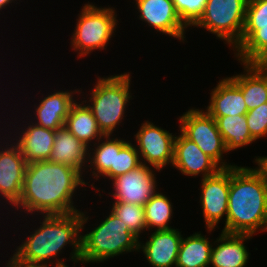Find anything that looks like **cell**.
<instances>
[{
	"instance_id": "obj_18",
	"label": "cell",
	"mask_w": 267,
	"mask_h": 267,
	"mask_svg": "<svg viewBox=\"0 0 267 267\" xmlns=\"http://www.w3.org/2000/svg\"><path fill=\"white\" fill-rule=\"evenodd\" d=\"M74 91H57L44 97L35 108L37 122L34 124L54 131L65 126L71 105L76 101L73 94L81 93L80 89Z\"/></svg>"
},
{
	"instance_id": "obj_4",
	"label": "cell",
	"mask_w": 267,
	"mask_h": 267,
	"mask_svg": "<svg viewBox=\"0 0 267 267\" xmlns=\"http://www.w3.org/2000/svg\"><path fill=\"white\" fill-rule=\"evenodd\" d=\"M97 226L81 235L80 262L100 263L125 252H139V238L112 212Z\"/></svg>"
},
{
	"instance_id": "obj_27",
	"label": "cell",
	"mask_w": 267,
	"mask_h": 267,
	"mask_svg": "<svg viewBox=\"0 0 267 267\" xmlns=\"http://www.w3.org/2000/svg\"><path fill=\"white\" fill-rule=\"evenodd\" d=\"M139 153L129 141L115 138V159L114 167H111L103 176L114 179L141 165Z\"/></svg>"
},
{
	"instance_id": "obj_22",
	"label": "cell",
	"mask_w": 267,
	"mask_h": 267,
	"mask_svg": "<svg viewBox=\"0 0 267 267\" xmlns=\"http://www.w3.org/2000/svg\"><path fill=\"white\" fill-rule=\"evenodd\" d=\"M25 130V131H24ZM16 140L27 164L49 160L55 140V131L36 125H28Z\"/></svg>"
},
{
	"instance_id": "obj_33",
	"label": "cell",
	"mask_w": 267,
	"mask_h": 267,
	"mask_svg": "<svg viewBox=\"0 0 267 267\" xmlns=\"http://www.w3.org/2000/svg\"><path fill=\"white\" fill-rule=\"evenodd\" d=\"M255 163L258 165V169L263 173L267 183V156L257 157Z\"/></svg>"
},
{
	"instance_id": "obj_8",
	"label": "cell",
	"mask_w": 267,
	"mask_h": 267,
	"mask_svg": "<svg viewBox=\"0 0 267 267\" xmlns=\"http://www.w3.org/2000/svg\"><path fill=\"white\" fill-rule=\"evenodd\" d=\"M235 50L241 64H267V0H248L241 41Z\"/></svg>"
},
{
	"instance_id": "obj_28",
	"label": "cell",
	"mask_w": 267,
	"mask_h": 267,
	"mask_svg": "<svg viewBox=\"0 0 267 267\" xmlns=\"http://www.w3.org/2000/svg\"><path fill=\"white\" fill-rule=\"evenodd\" d=\"M105 141L102 139L98 140L95 145V149L93 152V156L91 155V152L89 153V168L91 166L94 171L92 172V175L95 176L98 180V177H103V175L111 168L114 167V159H115V138H110V135L104 136ZM101 141V144H100ZM92 156V157H91ZM91 159V160H90ZM97 172V173H96ZM99 175V176H98ZM101 175V176H100Z\"/></svg>"
},
{
	"instance_id": "obj_9",
	"label": "cell",
	"mask_w": 267,
	"mask_h": 267,
	"mask_svg": "<svg viewBox=\"0 0 267 267\" xmlns=\"http://www.w3.org/2000/svg\"><path fill=\"white\" fill-rule=\"evenodd\" d=\"M180 132L192 140L222 169L234 167L223 161V153H228L226 144L218 130L215 119L206 111L189 109L180 119Z\"/></svg>"
},
{
	"instance_id": "obj_14",
	"label": "cell",
	"mask_w": 267,
	"mask_h": 267,
	"mask_svg": "<svg viewBox=\"0 0 267 267\" xmlns=\"http://www.w3.org/2000/svg\"><path fill=\"white\" fill-rule=\"evenodd\" d=\"M7 144L0 147V196L14 206L22 194L27 162L15 143Z\"/></svg>"
},
{
	"instance_id": "obj_17",
	"label": "cell",
	"mask_w": 267,
	"mask_h": 267,
	"mask_svg": "<svg viewBox=\"0 0 267 267\" xmlns=\"http://www.w3.org/2000/svg\"><path fill=\"white\" fill-rule=\"evenodd\" d=\"M210 94L209 106L205 111L212 117L247 114L242 90L230 77L219 80Z\"/></svg>"
},
{
	"instance_id": "obj_32",
	"label": "cell",
	"mask_w": 267,
	"mask_h": 267,
	"mask_svg": "<svg viewBox=\"0 0 267 267\" xmlns=\"http://www.w3.org/2000/svg\"><path fill=\"white\" fill-rule=\"evenodd\" d=\"M64 260L63 259H56V262H55V266L54 267H68L65 265V261H62ZM6 267H40V266H25V265H22V264H19V263H15L11 258L10 260L8 261L7 263V266Z\"/></svg>"
},
{
	"instance_id": "obj_10",
	"label": "cell",
	"mask_w": 267,
	"mask_h": 267,
	"mask_svg": "<svg viewBox=\"0 0 267 267\" xmlns=\"http://www.w3.org/2000/svg\"><path fill=\"white\" fill-rule=\"evenodd\" d=\"M176 136L169 131L157 127L149 121L141 124L135 134L141 163H149L158 172L169 163L172 165L174 157V142ZM144 159V160H143ZM144 161V162H142Z\"/></svg>"
},
{
	"instance_id": "obj_21",
	"label": "cell",
	"mask_w": 267,
	"mask_h": 267,
	"mask_svg": "<svg viewBox=\"0 0 267 267\" xmlns=\"http://www.w3.org/2000/svg\"><path fill=\"white\" fill-rule=\"evenodd\" d=\"M244 74L230 77L242 90L249 110L267 102V64L244 63Z\"/></svg>"
},
{
	"instance_id": "obj_25",
	"label": "cell",
	"mask_w": 267,
	"mask_h": 267,
	"mask_svg": "<svg viewBox=\"0 0 267 267\" xmlns=\"http://www.w3.org/2000/svg\"><path fill=\"white\" fill-rule=\"evenodd\" d=\"M213 118L228 152L252 144L255 141L247 126L246 114Z\"/></svg>"
},
{
	"instance_id": "obj_19",
	"label": "cell",
	"mask_w": 267,
	"mask_h": 267,
	"mask_svg": "<svg viewBox=\"0 0 267 267\" xmlns=\"http://www.w3.org/2000/svg\"><path fill=\"white\" fill-rule=\"evenodd\" d=\"M220 235L214 241L217 245L212 248L210 264L213 267H245L250 253L243 242L252 239L253 235L224 232Z\"/></svg>"
},
{
	"instance_id": "obj_1",
	"label": "cell",
	"mask_w": 267,
	"mask_h": 267,
	"mask_svg": "<svg viewBox=\"0 0 267 267\" xmlns=\"http://www.w3.org/2000/svg\"><path fill=\"white\" fill-rule=\"evenodd\" d=\"M79 170L56 162L37 161L27 164L22 194L13 206L27 213L63 215L78 212L72 197L79 186L86 183Z\"/></svg>"
},
{
	"instance_id": "obj_24",
	"label": "cell",
	"mask_w": 267,
	"mask_h": 267,
	"mask_svg": "<svg viewBox=\"0 0 267 267\" xmlns=\"http://www.w3.org/2000/svg\"><path fill=\"white\" fill-rule=\"evenodd\" d=\"M213 246L209 242V238L198 232L183 238L176 267H209Z\"/></svg>"
},
{
	"instance_id": "obj_31",
	"label": "cell",
	"mask_w": 267,
	"mask_h": 267,
	"mask_svg": "<svg viewBox=\"0 0 267 267\" xmlns=\"http://www.w3.org/2000/svg\"><path fill=\"white\" fill-rule=\"evenodd\" d=\"M246 119L250 134L255 141L267 136V102L249 110Z\"/></svg>"
},
{
	"instance_id": "obj_12",
	"label": "cell",
	"mask_w": 267,
	"mask_h": 267,
	"mask_svg": "<svg viewBox=\"0 0 267 267\" xmlns=\"http://www.w3.org/2000/svg\"><path fill=\"white\" fill-rule=\"evenodd\" d=\"M153 169L141 164L139 167L122 174L113 181V195L115 202H126L145 206L157 192V183Z\"/></svg>"
},
{
	"instance_id": "obj_11",
	"label": "cell",
	"mask_w": 267,
	"mask_h": 267,
	"mask_svg": "<svg viewBox=\"0 0 267 267\" xmlns=\"http://www.w3.org/2000/svg\"><path fill=\"white\" fill-rule=\"evenodd\" d=\"M200 203L208 232L215 229L223 216L228 214L230 168L201 180Z\"/></svg>"
},
{
	"instance_id": "obj_30",
	"label": "cell",
	"mask_w": 267,
	"mask_h": 267,
	"mask_svg": "<svg viewBox=\"0 0 267 267\" xmlns=\"http://www.w3.org/2000/svg\"><path fill=\"white\" fill-rule=\"evenodd\" d=\"M174 8L182 21L188 27L194 26L204 13L208 0H172Z\"/></svg>"
},
{
	"instance_id": "obj_16",
	"label": "cell",
	"mask_w": 267,
	"mask_h": 267,
	"mask_svg": "<svg viewBox=\"0 0 267 267\" xmlns=\"http://www.w3.org/2000/svg\"><path fill=\"white\" fill-rule=\"evenodd\" d=\"M183 236L178 229L155 230L147 242H139V250L152 267L176 266Z\"/></svg>"
},
{
	"instance_id": "obj_13",
	"label": "cell",
	"mask_w": 267,
	"mask_h": 267,
	"mask_svg": "<svg viewBox=\"0 0 267 267\" xmlns=\"http://www.w3.org/2000/svg\"><path fill=\"white\" fill-rule=\"evenodd\" d=\"M140 13L139 19L145 21L156 31L184 40L186 26L180 20L172 0H135Z\"/></svg>"
},
{
	"instance_id": "obj_26",
	"label": "cell",
	"mask_w": 267,
	"mask_h": 267,
	"mask_svg": "<svg viewBox=\"0 0 267 267\" xmlns=\"http://www.w3.org/2000/svg\"><path fill=\"white\" fill-rule=\"evenodd\" d=\"M172 203L162 193L156 192L144 206L146 229L156 227L157 230L172 229L168 226L173 215Z\"/></svg>"
},
{
	"instance_id": "obj_20",
	"label": "cell",
	"mask_w": 267,
	"mask_h": 267,
	"mask_svg": "<svg viewBox=\"0 0 267 267\" xmlns=\"http://www.w3.org/2000/svg\"><path fill=\"white\" fill-rule=\"evenodd\" d=\"M88 149L91 148L79 141L63 126L55 130V140L49 161L69 165L82 173L85 169L83 166L89 161L87 158L90 150Z\"/></svg>"
},
{
	"instance_id": "obj_7",
	"label": "cell",
	"mask_w": 267,
	"mask_h": 267,
	"mask_svg": "<svg viewBox=\"0 0 267 267\" xmlns=\"http://www.w3.org/2000/svg\"><path fill=\"white\" fill-rule=\"evenodd\" d=\"M247 3L248 0H208L194 27L205 28L235 48L241 41Z\"/></svg>"
},
{
	"instance_id": "obj_15",
	"label": "cell",
	"mask_w": 267,
	"mask_h": 267,
	"mask_svg": "<svg viewBox=\"0 0 267 267\" xmlns=\"http://www.w3.org/2000/svg\"><path fill=\"white\" fill-rule=\"evenodd\" d=\"M180 134L175 138L172 165L183 175L195 177L202 174L203 179L217 174L222 169L196 143L182 132Z\"/></svg>"
},
{
	"instance_id": "obj_29",
	"label": "cell",
	"mask_w": 267,
	"mask_h": 267,
	"mask_svg": "<svg viewBox=\"0 0 267 267\" xmlns=\"http://www.w3.org/2000/svg\"><path fill=\"white\" fill-rule=\"evenodd\" d=\"M112 205L111 212L140 238L143 230L146 231L144 207L126 202H114Z\"/></svg>"
},
{
	"instance_id": "obj_23",
	"label": "cell",
	"mask_w": 267,
	"mask_h": 267,
	"mask_svg": "<svg viewBox=\"0 0 267 267\" xmlns=\"http://www.w3.org/2000/svg\"><path fill=\"white\" fill-rule=\"evenodd\" d=\"M84 102L85 104H83ZM86 102L87 100H84L81 103L75 101L71 105L65 121V127L79 141L90 148L89 144L92 140L96 139L98 141L101 138L103 139L104 135L100 131L97 121Z\"/></svg>"
},
{
	"instance_id": "obj_6",
	"label": "cell",
	"mask_w": 267,
	"mask_h": 267,
	"mask_svg": "<svg viewBox=\"0 0 267 267\" xmlns=\"http://www.w3.org/2000/svg\"><path fill=\"white\" fill-rule=\"evenodd\" d=\"M113 9L97 7L91 3L83 6L70 41L72 49L79 51L78 57L97 49H105L118 24Z\"/></svg>"
},
{
	"instance_id": "obj_2",
	"label": "cell",
	"mask_w": 267,
	"mask_h": 267,
	"mask_svg": "<svg viewBox=\"0 0 267 267\" xmlns=\"http://www.w3.org/2000/svg\"><path fill=\"white\" fill-rule=\"evenodd\" d=\"M85 212L63 215H44L40 227L27 237L16 249L11 259L25 266L49 267L64 246L70 244L73 252L71 261H81V230L89 217ZM49 262V265H48Z\"/></svg>"
},
{
	"instance_id": "obj_5",
	"label": "cell",
	"mask_w": 267,
	"mask_h": 267,
	"mask_svg": "<svg viewBox=\"0 0 267 267\" xmlns=\"http://www.w3.org/2000/svg\"><path fill=\"white\" fill-rule=\"evenodd\" d=\"M130 74L98 78L87 106L91 109L104 136L112 135L124 119L125 108L131 99Z\"/></svg>"
},
{
	"instance_id": "obj_34",
	"label": "cell",
	"mask_w": 267,
	"mask_h": 267,
	"mask_svg": "<svg viewBox=\"0 0 267 267\" xmlns=\"http://www.w3.org/2000/svg\"><path fill=\"white\" fill-rule=\"evenodd\" d=\"M10 3H11L10 0H0V10L5 8Z\"/></svg>"
},
{
	"instance_id": "obj_3",
	"label": "cell",
	"mask_w": 267,
	"mask_h": 267,
	"mask_svg": "<svg viewBox=\"0 0 267 267\" xmlns=\"http://www.w3.org/2000/svg\"><path fill=\"white\" fill-rule=\"evenodd\" d=\"M222 232L251 234L267 231V183L258 169L230 168L228 214Z\"/></svg>"
}]
</instances>
